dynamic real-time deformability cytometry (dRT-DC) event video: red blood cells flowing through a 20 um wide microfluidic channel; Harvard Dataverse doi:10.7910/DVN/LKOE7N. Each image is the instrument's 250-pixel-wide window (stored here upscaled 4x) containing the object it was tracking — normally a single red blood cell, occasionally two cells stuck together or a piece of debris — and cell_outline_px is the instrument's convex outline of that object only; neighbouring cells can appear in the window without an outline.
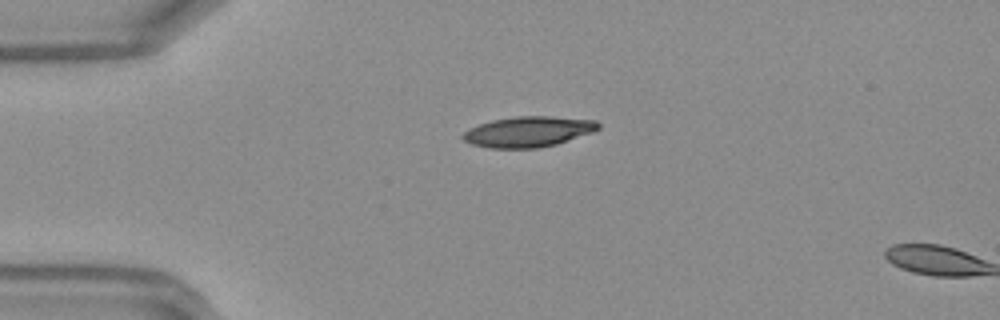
{"species": "Egyptian fruit bat (a non-hibernating species)", "species_latin": "Rousettus aegyptiacus", "temperature_condition": "warm", "stored_images_in_passage": 2, "camera_frame_rate_fps": 3000, "um_per_image_px": 0.085, "frame": {"image": 1, "passage_image": 1, "time_ms": 0.0, "image_size_px": [1000, 320], "cell_outline_px": [[600, 128], [592, 132], [556, 144], [536, 148], [488, 148], [472, 144], [464, 140], [460, 136], [468, 128], [492, 120], [516, 116], [552, 116], [596, 120], [600, 124]], "centroid_in_image_um": [44.89, 11.19], "position_along_channel_um": 40.1, "area_um2": 24.1}}